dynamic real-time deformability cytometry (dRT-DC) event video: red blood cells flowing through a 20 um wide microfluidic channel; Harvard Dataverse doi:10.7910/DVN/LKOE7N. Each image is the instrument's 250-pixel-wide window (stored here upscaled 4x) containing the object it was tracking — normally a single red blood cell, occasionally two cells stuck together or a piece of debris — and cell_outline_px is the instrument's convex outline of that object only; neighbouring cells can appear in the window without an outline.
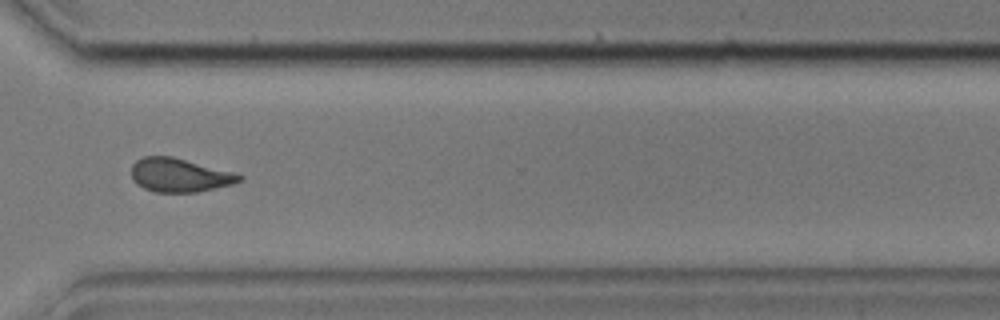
{"species": "common noctule bat (a hibernating species)", "species_latin": "Nyctalus noctula", "temperature_condition": "cold", "stored_images_in_passage": 42, "camera_frame_rate_fps": 3000, "um_per_image_px": 0.085, "animal": {"sex": "male", "body_mass_g": 17.9, "forearm_length_mm": 54.2}, "frame": {"image": 1, "passage_image": 30, "time_ms": 9.667, "image_size_px": [1000, 320], "cell_outline_px": [[244, 180], [232, 184], [196, 192], [156, 192], [144, 188], [136, 184], [132, 180], [132, 164], [136, 160], [144, 156], [172, 156], [232, 172], [244, 176]], "centroid_in_image_um": [15.24, 14.88], "position_along_channel_um": 355.4, "area_um2": 21.1}, "authors_computed_cell_mechanics": {"area_um2": 21.4438, "velocity_mm_per_s": 3.609, "shape_relaxation_time_tau1_ms": null, "shape_relaxation_time_tau2_ms": 1.655, "deformation_change_tau1": null, "deformation_change_tau2": 0.0755}}